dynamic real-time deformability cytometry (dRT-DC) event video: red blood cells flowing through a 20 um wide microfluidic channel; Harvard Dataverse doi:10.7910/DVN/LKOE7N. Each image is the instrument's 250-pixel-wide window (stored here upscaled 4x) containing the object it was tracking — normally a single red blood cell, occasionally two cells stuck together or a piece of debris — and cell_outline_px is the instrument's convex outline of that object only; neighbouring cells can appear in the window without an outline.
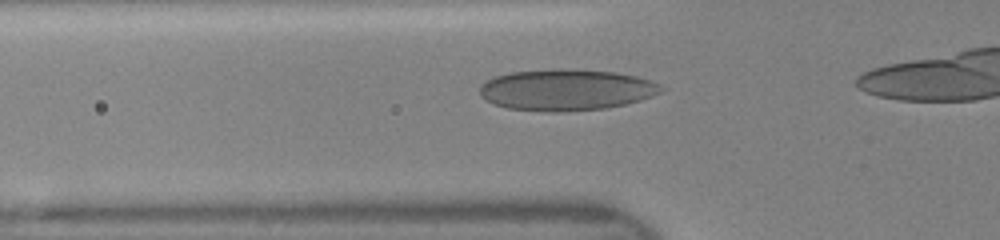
{"species": "human", "species_latin": "Homo sapiens", "temperature_condition": "room temperature", "stored_images_in_passage": 32, "camera_frame_rate_fps": 3000, "um_per_image_px": 0.085, "donor": {"sex": "female"}, "frame": {"image": 1, "passage_image": 10, "time_ms": 3.0, "image_size_px": [1000, 240], "cell_outline_px": [[664, 88], [660, 92], [652, 96], [640, 100], [624, 104], [604, 108], [556, 112], [548, 112], [508, 108], [496, 104], [480, 96], [480, 84], [496, 76], [512, 72], [552, 68], [560, 68], [616, 72], [636, 76], [652, 80], [660, 84]], "centroid_in_image_um": [48.14, 7.62], "position_along_channel_um": 77.7, "area_um2": 43.58}}
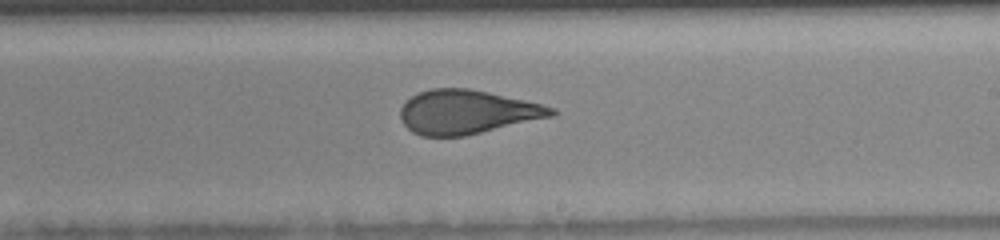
{"frame": {"image": 2, "passage_image": 22, "time_ms": 7.0, "image_size_px": [1000, 240], "cell_outline_px": [[556, 116], [464, 136], [420, 136], [412, 132], [400, 120], [400, 108], [412, 96], [420, 92], [432, 88], [468, 88], [488, 92], [524, 100], [556, 108]], "centroid_in_image_um": [39.7, 9.53], "position_along_channel_um": 249.3, "area_um2": 38.67}}
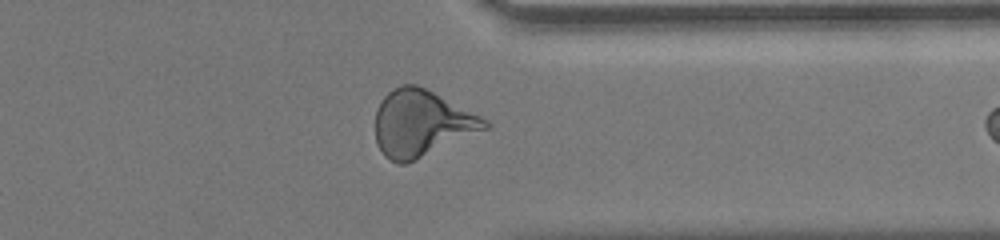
{"frame": {"image": 3, "passage_image": 31, "time_ms": 10.0, "image_size_px": [1000, 240], "cell_outline_px": [[492, 124], [488, 128], [404, 164], [396, 164], [384, 156], [376, 144], [376, 108], [380, 100], [392, 88], [400, 84], [416, 84], [488, 120]], "centroid_in_image_um": [35.78, 10.48], "position_along_channel_um": 375.6, "area_um2": 41.85}}